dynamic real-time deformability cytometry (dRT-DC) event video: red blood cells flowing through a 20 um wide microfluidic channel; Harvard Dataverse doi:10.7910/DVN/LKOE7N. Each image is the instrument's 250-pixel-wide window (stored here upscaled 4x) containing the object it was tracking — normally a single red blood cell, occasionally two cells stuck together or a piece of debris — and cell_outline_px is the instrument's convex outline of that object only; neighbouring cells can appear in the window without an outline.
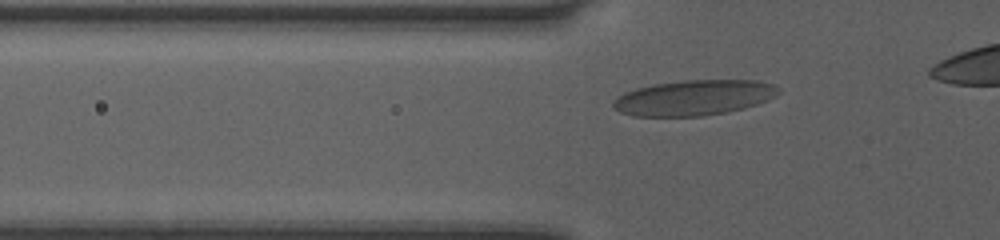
{"species": "human", "species_latin": "Homo sapiens", "temperature_condition": "room temperature", "stored_images_in_passage": 34, "camera_frame_rate_fps": 3000, "um_per_image_px": 0.085, "donor": {"sex": "female"}, "frame": {"image": 1, "passage_image": 6, "time_ms": 1.667, "image_size_px": [1000, 240], "cell_outline_px": [[780, 92], [776, 96], [768, 100], [744, 108], [728, 112], [700, 116], [632, 116], [620, 112], [612, 108], [612, 100], [616, 96], [624, 92], [636, 88], [652, 84], [684, 80], [756, 80], [776, 84], [780, 88]], "centroid_in_image_um": [58.97, 8.3], "position_along_channel_um": 66.8, "area_um2": 34.51}}
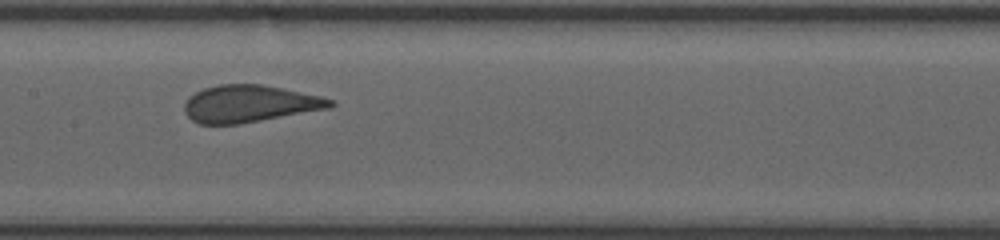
{"frame": {"image": 2, "passage_image": 15, "time_ms": 4.667, "image_size_px": [1000, 240], "cell_outline_px": [[336, 104], [332, 108], [236, 124], [200, 124], [192, 120], [184, 112], [184, 104], [188, 96], [204, 88], [220, 84], [260, 84], [320, 96], [332, 100]], "centroid_in_image_um": [21.19, 8.82], "position_along_channel_um": 186.2, "area_um2": 31.33}}
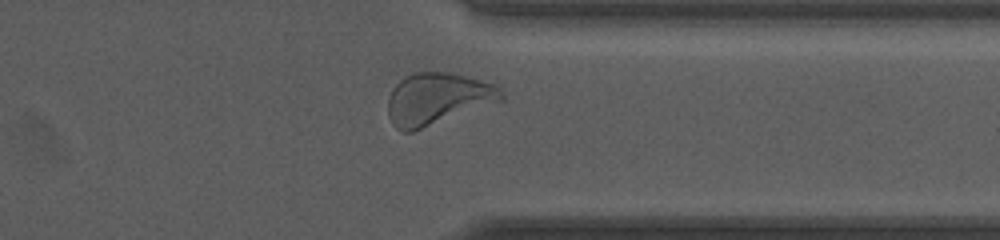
{"frame": {"image": 3, "passage_image": 29, "time_ms": 9.333, "image_size_px": [1000, 240], "cell_outline_px": [[504, 100], [412, 132], [400, 132], [392, 124], [388, 116], [388, 96], [392, 88], [400, 80], [416, 72], [448, 72], [496, 84], [500, 88], [504, 96]], "centroid_in_image_um": [37.17, 8.41], "position_along_channel_um": 374.2, "area_um2": 34.28}}